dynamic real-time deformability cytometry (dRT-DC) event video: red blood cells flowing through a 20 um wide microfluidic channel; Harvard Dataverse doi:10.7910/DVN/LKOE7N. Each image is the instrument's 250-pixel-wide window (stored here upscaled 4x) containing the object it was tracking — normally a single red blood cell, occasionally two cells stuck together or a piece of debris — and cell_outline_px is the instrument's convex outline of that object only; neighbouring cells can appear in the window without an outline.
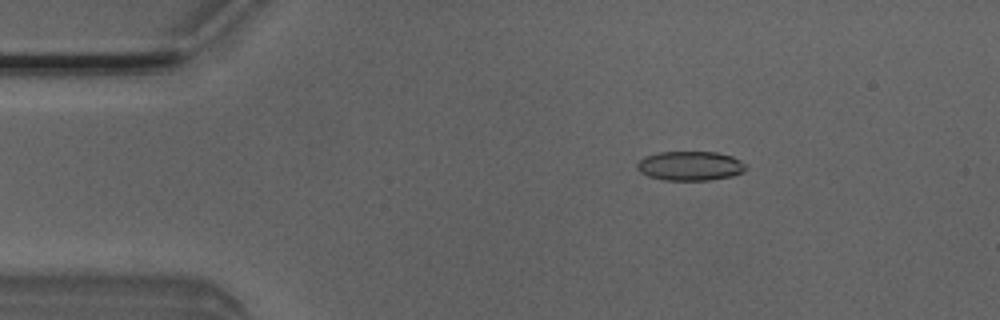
{"species": "Egyptian fruit bat (a non-hibernating species)", "species_latin": "Rousettus aegyptiacus", "temperature_condition": "room temperature", "stored_images_in_passage": 4, "camera_frame_rate_fps": 3000, "um_per_image_px": 0.085, "animal": {"sex": "male"}, "frame": {"image": 1, "passage_image": 3, "time_ms": 0.667, "image_size_px": [1000, 320], "cell_outline_px": [[748, 168], [744, 172], [732, 176], [708, 180], [664, 180], [648, 176], [640, 172], [636, 168], [636, 164], [644, 156], [660, 152], [716, 152], [732, 156], [740, 160]], "centroid_in_image_um": [58.66, 14.1], "position_along_channel_um": 26.3, "area_um2": 18.67}}